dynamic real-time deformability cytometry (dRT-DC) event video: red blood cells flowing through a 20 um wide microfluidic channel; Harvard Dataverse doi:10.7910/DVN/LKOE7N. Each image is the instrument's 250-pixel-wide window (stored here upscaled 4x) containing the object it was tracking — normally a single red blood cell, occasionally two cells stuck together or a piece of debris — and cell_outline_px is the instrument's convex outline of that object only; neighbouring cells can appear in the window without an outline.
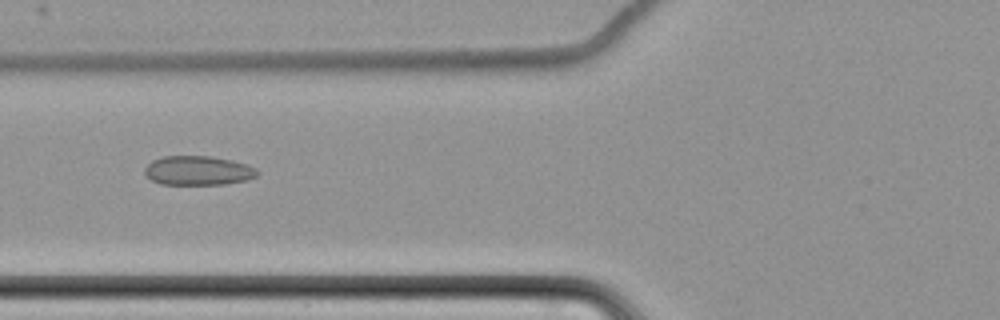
{"species": "common noctule bat (a hibernating species)", "species_latin": "Nyctalus noctula", "temperature_condition": "cold", "stored_images_in_passage": 7, "camera_frame_rate_fps": 3000, "um_per_image_px": 0.085, "animal": {"sex": "female", "body_mass_g": 22.7, "forearm_length_mm": 54.2}, "frame": {"image": 1, "passage_image": 7, "time_ms": 7.667, "image_size_px": [1000, 320], "cell_outline_px": [[260, 172], [256, 176], [248, 180], [224, 184], [160, 184], [144, 176], [144, 168], [152, 160], [164, 156], [208, 156], [232, 160], [248, 164], [256, 168]], "centroid_in_image_um": [16.84, 14.5], "position_along_channel_um": 109.0, "area_um2": 19.36}}